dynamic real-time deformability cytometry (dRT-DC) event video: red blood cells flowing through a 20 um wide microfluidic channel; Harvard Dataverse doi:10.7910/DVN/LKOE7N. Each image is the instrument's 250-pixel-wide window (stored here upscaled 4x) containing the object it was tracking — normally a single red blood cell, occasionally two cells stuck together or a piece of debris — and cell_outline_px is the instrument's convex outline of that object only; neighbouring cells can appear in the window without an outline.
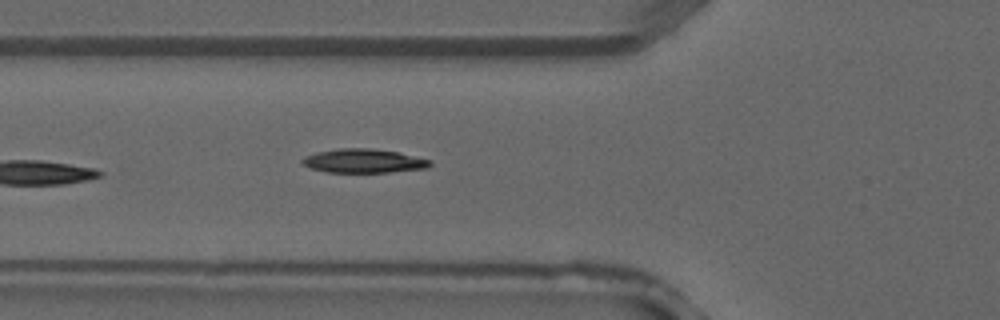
{"species": "common noctule bat (a hibernating species)", "species_latin": "Nyctalus noctula", "temperature_condition": "warm", "stored_images_in_passage": 4, "camera_frame_rate_fps": 3000, "um_per_image_px": 0.085, "animal": {"sex": "male", "forearm_length_mm": 52.5}, "frame": {"image": 1, "passage_image": 4, "time_ms": 1.0, "image_size_px": [1000, 320], "cell_outline_px": [[432, 164], [428, 168], [392, 172], [328, 172], [312, 168], [304, 164], [300, 160], [304, 156], [316, 152], [340, 148], [372, 148], [400, 152], [432, 160]], "centroid_in_image_um": [30.96, 13.67], "position_along_channel_um": 94.8, "area_um2": 17.92}}